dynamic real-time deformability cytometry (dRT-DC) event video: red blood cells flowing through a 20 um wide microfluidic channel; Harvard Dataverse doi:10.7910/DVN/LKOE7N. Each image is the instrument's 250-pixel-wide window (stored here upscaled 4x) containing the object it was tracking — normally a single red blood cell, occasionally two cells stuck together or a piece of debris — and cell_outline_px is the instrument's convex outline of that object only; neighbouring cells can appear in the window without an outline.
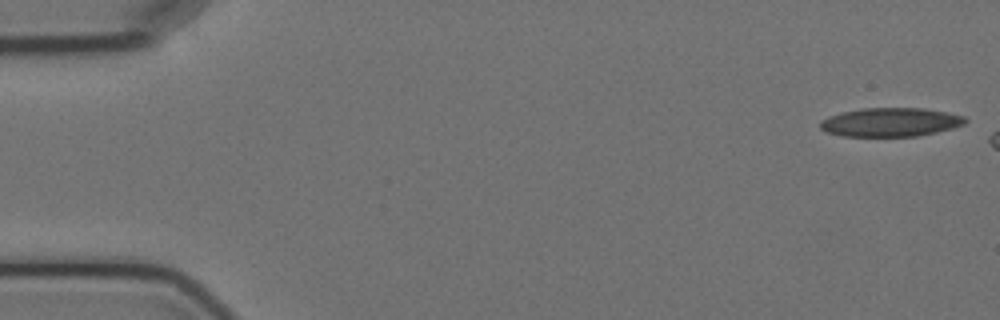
{"species": "Egyptian fruit bat (a non-hibernating species)", "species_latin": "Rousettus aegyptiacus", "temperature_condition": "cold", "stored_images_in_passage": 2, "camera_frame_rate_fps": 3000, "um_per_image_px": 0.085, "animal": {"sex": "female"}, "frame": {"image": 1, "passage_image": 1, "time_ms": 0.0, "image_size_px": [1000, 320], "cell_outline_px": [[968, 120], [964, 124], [952, 128], [936, 132], [916, 136], [844, 136], [824, 132], [820, 128], [820, 120], [828, 116], [840, 112], [860, 108], [924, 108], [948, 112], [964, 116]], "centroid_in_image_um": [75.66, 10.38], "position_along_channel_um": 9.3, "area_um2": 24.51}}